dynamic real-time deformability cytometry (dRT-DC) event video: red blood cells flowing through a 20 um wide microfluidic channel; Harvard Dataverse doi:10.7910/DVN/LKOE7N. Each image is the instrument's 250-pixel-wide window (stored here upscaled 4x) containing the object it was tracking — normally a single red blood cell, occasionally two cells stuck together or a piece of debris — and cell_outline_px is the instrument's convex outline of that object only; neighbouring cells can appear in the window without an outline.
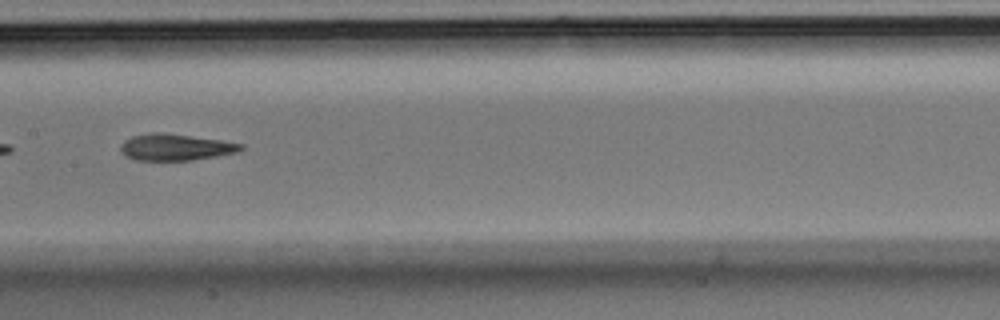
{"species": "Egyptian fruit bat (a non-hibernating species)", "species_latin": "Rousettus aegyptiacus", "temperature_condition": "room temperature", "stored_images_in_passage": 17, "camera_frame_rate_fps": 3000, "um_per_image_px": 0.085, "animal": {"sex": "male"}, "frame": {"image": 1, "passage_image": 12, "time_ms": 3.667, "image_size_px": [1000, 320], "cell_outline_px": [[244, 148], [240, 152], [192, 160], [136, 160], [124, 156], [120, 152], [120, 144], [124, 140], [132, 136], [152, 132], [160, 132], [220, 140], [244, 144]], "centroid_in_image_um": [14.89, 12.51], "position_along_channel_um": 192.5, "area_um2": 18.67}}
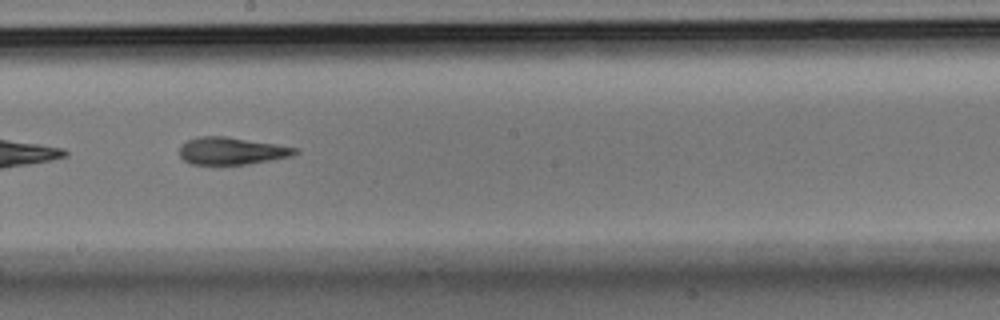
{"frame": {"image": 2, "passage_image": 15, "time_ms": 4.667, "image_size_px": [1000, 320], "cell_outline_px": [[300, 152], [292, 156], [248, 164], [192, 164], [184, 160], [180, 156], [180, 144], [196, 136], [224, 136], [276, 144], [300, 148]], "centroid_in_image_um": [19.7, 12.82], "position_along_channel_um": 228.5, "area_um2": 18.44}}